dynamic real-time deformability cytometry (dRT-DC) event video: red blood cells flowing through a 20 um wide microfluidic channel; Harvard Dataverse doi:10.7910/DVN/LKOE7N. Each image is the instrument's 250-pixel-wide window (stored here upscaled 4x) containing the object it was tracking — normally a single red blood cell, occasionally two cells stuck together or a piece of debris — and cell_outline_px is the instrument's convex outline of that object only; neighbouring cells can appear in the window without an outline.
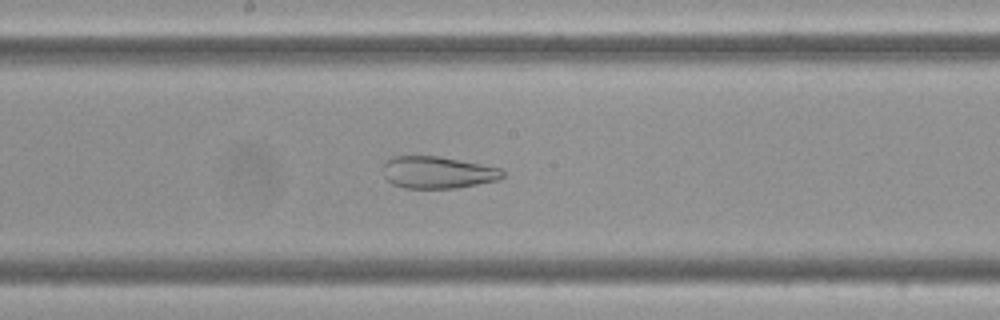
{"species": "Egyptian fruit bat (a non-hibernating species)", "species_latin": "Rousettus aegyptiacus", "temperature_condition": "cold", "stored_images_in_passage": 58, "camera_frame_rate_fps": 3000, "um_per_image_px": 0.085, "frame": {"image": 1, "passage_image": 31, "time_ms": 10.0, "image_size_px": [1000, 320], "cell_outline_px": [[504, 176], [500, 180], [452, 188], [404, 188], [392, 184], [384, 176], [384, 164], [388, 160], [396, 156], [436, 156], [480, 164], [500, 168], [504, 172]], "centroid_in_image_um": [37.2, 14.66], "position_along_channel_um": 211.0, "area_um2": 22.02}}
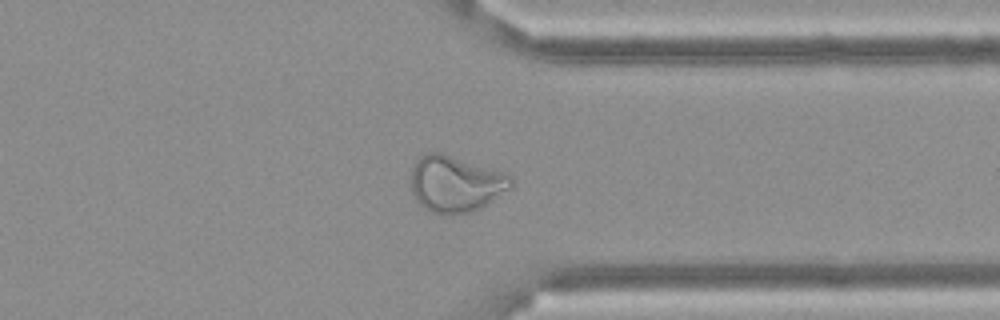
{"frame": {"image": 2, "passage_image": 45, "time_ms": 14.667, "image_size_px": [1000, 320], "cell_outline_px": [[512, 188], [480, 208], [472, 212], [444, 216], [432, 212], [424, 208], [416, 200], [412, 192], [412, 168], [416, 160], [420, 156], [428, 152], [440, 152], [504, 172], [512, 180]], "centroid_in_image_um": [38.71, 15.65], "position_along_channel_um": 372.7, "area_um2": 32.89}}
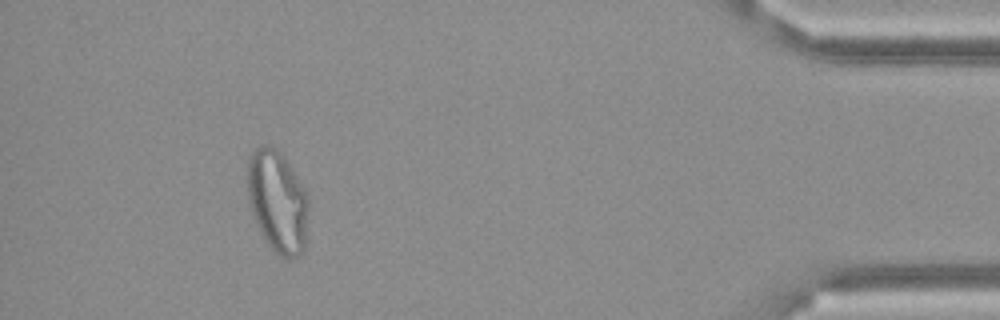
{"frame": {"image": 3, "passage_image": 53, "time_ms": 17.333, "image_size_px": [1000, 320], "cell_outline_px": [[308, 208], [304, 248], [300, 256], [292, 260], [288, 260], [280, 256], [268, 244], [256, 224], [252, 216], [248, 200], [248, 160], [252, 152], [260, 144], [264, 144], [276, 148], [284, 156], [304, 188], [308, 196]], "centroid_in_image_um": [23.59, 17.13], "position_along_channel_um": 411.6, "area_um2": 36.47}}